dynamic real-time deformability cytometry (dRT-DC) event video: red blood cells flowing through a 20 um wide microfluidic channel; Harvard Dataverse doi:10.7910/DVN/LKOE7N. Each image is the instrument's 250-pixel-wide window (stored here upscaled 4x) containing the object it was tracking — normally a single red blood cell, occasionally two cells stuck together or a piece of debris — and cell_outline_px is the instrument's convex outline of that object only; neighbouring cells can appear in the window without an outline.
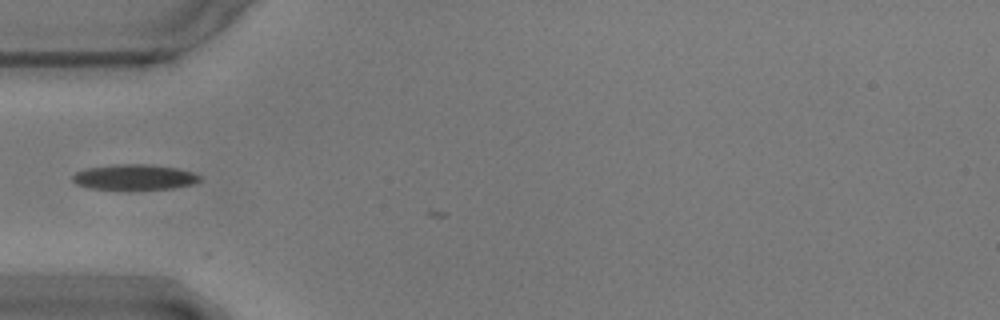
{"species": "common noctule bat (a hibernating species)", "species_latin": "Nyctalus noctula", "temperature_condition": "warm", "stored_images_in_passage": 4, "camera_frame_rate_fps": 3000, "um_per_image_px": 0.085, "animal": {"sex": "male", "body_mass_g": 17.9}, "frame": {"image": 1, "passage_image": 2, "time_ms": 0.333, "image_size_px": [1000, 320], "cell_outline_px": [[200, 180], [192, 184], [172, 188], [92, 188], [76, 184], [72, 180], [72, 176], [76, 172], [88, 168], [112, 164], [148, 164], [176, 168], [192, 172], [200, 176]], "centroid_in_image_um": [11.41, 15.03], "position_along_channel_um": 73.6, "area_um2": 18.32}}